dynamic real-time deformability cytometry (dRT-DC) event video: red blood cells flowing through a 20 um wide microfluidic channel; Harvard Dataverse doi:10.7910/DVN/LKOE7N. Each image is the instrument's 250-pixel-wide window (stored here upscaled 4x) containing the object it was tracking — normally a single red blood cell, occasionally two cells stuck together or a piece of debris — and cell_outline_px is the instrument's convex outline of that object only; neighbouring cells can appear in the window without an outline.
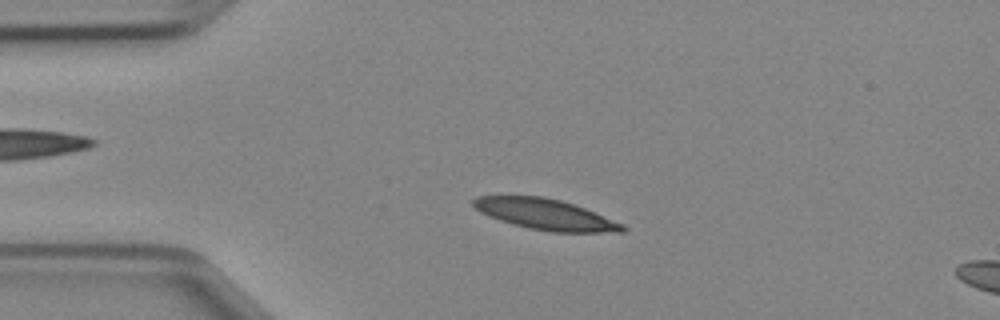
{"species": "Egyptian fruit bat (a non-hibernating species)", "species_latin": "Rousettus aegyptiacus", "temperature_condition": "cold", "stored_images_in_passage": 45, "camera_frame_rate_fps": 3000, "um_per_image_px": 0.085, "animal": {"sex": "female"}, "frame": {"image": 1, "passage_image": 8, "time_ms": 2.333, "image_size_px": [1000, 320], "cell_outline_px": [[628, 228], [624, 232], [552, 232], [528, 228], [512, 224], [488, 216], [480, 212], [472, 204], [472, 200], [476, 196], [544, 196], [560, 200], [584, 208], [624, 224]], "centroid_in_image_um": [46.36, 18.22], "position_along_channel_um": 38.6, "area_um2": 26.65}}
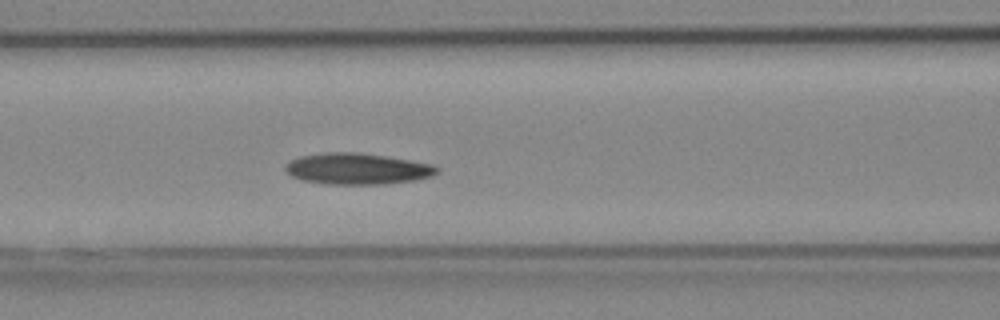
{"frame": {"image": 2, "passage_image": 17, "time_ms": 5.333, "image_size_px": [1000, 320], "cell_outline_px": [[440, 172], [432, 176], [416, 180], [384, 184], [324, 184], [304, 180], [292, 176], [284, 168], [284, 164], [300, 156], [324, 152], [356, 152], [384, 156], [432, 164], [440, 168]], "centroid_in_image_um": [30.38, 14.35], "position_along_channel_um": 136.2, "area_um2": 27.57}}
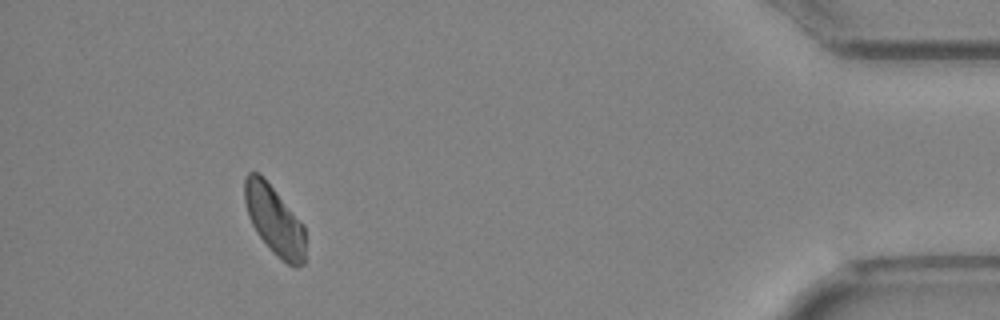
{"frame": {"image": 3, "passage_image": 41, "time_ms": 13.333, "image_size_px": [1000, 320], "cell_outline_px": [[304, 264], [296, 268], [288, 264], [276, 256], [272, 252], [256, 232], [248, 216], [244, 200], [244, 180], [248, 172], [260, 172], [304, 224]], "centroid_in_image_um": [23.31, 18.7], "position_along_channel_um": 411.9, "area_um2": 24.62}}